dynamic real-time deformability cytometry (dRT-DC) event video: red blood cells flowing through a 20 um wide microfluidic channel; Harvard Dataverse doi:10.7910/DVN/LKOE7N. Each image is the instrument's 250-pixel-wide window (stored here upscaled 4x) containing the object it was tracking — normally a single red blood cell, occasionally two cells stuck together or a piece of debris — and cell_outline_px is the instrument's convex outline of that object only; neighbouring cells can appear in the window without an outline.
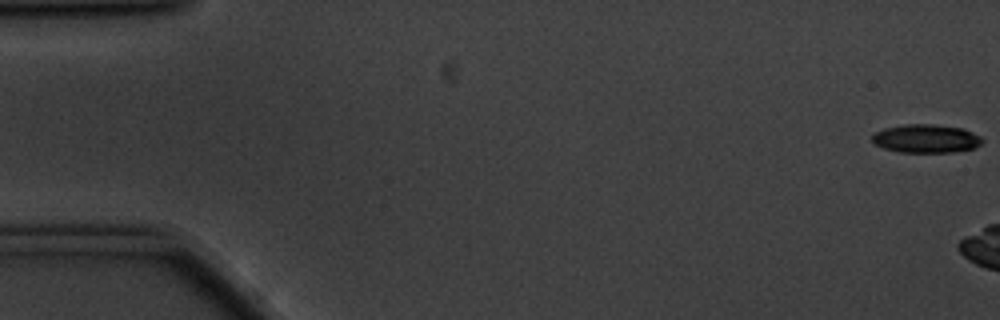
{"species": "common noctule bat (a hibernating species)", "species_latin": "Nyctalus noctula", "temperature_condition": "cold", "stored_images_in_passage": 2, "camera_frame_rate_fps": 3000, "um_per_image_px": 0.085, "animal": {"sex": "male", "body_mass_g": 20.1, "forearm_length_mm": 53.5}, "frame": {"image": 1, "passage_image": 1, "time_ms": 0.0, "image_size_px": [1000, 320], "cell_outline_px": [[984, 140], [980, 144], [972, 148], [952, 152], [900, 152], [884, 148], [876, 144], [872, 140], [872, 136], [876, 132], [884, 128], [904, 124], [932, 124], [964, 128], [980, 136]], "centroid_in_image_um": [78.72, 11.77], "position_along_channel_um": 6.3, "area_um2": 18.15}}